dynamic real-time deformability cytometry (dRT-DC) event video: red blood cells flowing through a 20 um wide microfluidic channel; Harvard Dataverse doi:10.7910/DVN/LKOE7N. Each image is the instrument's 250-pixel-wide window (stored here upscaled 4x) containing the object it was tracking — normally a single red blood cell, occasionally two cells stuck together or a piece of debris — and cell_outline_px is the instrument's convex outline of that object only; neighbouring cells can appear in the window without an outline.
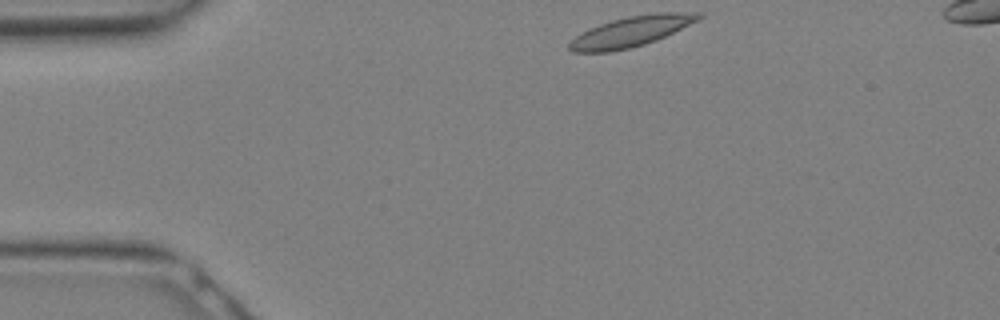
{"species": "Egyptian fruit bat (a non-hibernating species)", "species_latin": "Rousettus aegyptiacus", "temperature_condition": "warm", "stored_images_in_passage": 5, "camera_frame_rate_fps": 3000, "um_per_image_px": 0.085, "animal": {"sex": "female"}, "frame": {"image": 1, "passage_image": 1, "time_ms": 0.0, "image_size_px": [1000, 320], "cell_outline_px": [[704, 16], [700, 20], [656, 40], [644, 44], [628, 48], [608, 52], [572, 52], [568, 48], [568, 44], [580, 32], [600, 24], [612, 20], [628, 16], [660, 12], [700, 12]], "centroid_in_image_um": [53.67, 2.67], "position_along_channel_um": 31.3, "area_um2": 22.77}}